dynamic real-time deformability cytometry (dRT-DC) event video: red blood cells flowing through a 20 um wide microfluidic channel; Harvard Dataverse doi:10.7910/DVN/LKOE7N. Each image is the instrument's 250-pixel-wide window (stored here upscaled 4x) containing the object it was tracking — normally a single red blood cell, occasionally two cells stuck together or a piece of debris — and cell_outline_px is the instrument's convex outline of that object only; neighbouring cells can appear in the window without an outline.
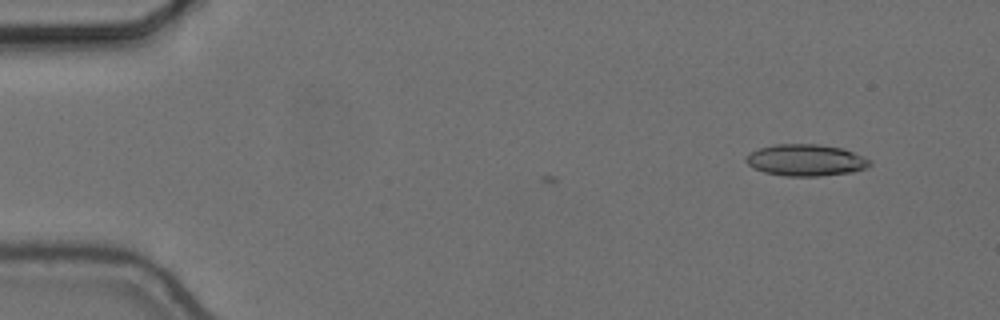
{"species": "common noctule bat (a hibernating species)", "species_latin": "Nyctalus noctula", "temperature_condition": "cold", "stored_images_in_passage": 6, "camera_frame_rate_fps": 3000, "um_per_image_px": 0.085, "animal": {"sex": "female", "body_mass_g": 24.6, "forearm_length_mm": 56.2}, "frame": {"image": 1, "passage_image": 1, "time_ms": 0.0, "image_size_px": [1000, 320], "cell_outline_px": [[872, 164], [868, 168], [852, 172], [820, 176], [784, 176], [764, 172], [748, 164], [744, 160], [752, 152], [760, 148], [776, 144], [816, 144], [840, 148], [864, 156], [872, 160]], "centroid_in_image_um": [68.55, 13.62], "position_along_channel_um": 16.5, "area_um2": 22.72}}